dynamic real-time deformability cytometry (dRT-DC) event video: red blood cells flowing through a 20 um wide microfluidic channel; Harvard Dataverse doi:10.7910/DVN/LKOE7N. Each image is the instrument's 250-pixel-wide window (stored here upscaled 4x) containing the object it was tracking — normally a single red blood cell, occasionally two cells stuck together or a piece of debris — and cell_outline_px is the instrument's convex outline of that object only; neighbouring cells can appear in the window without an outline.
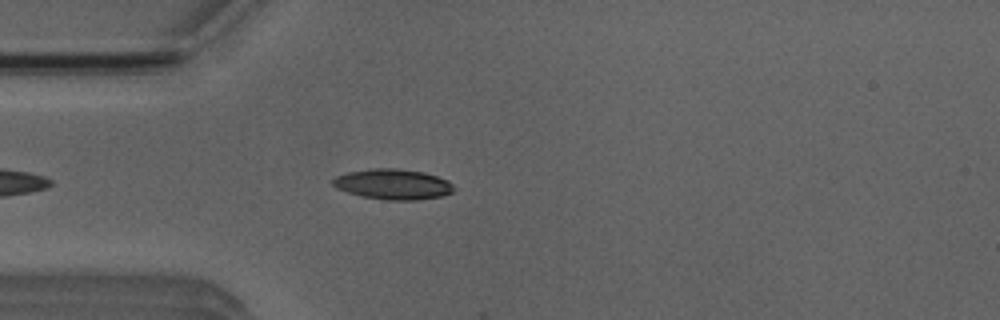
{"species": "Egyptian fruit bat (a non-hibernating species)", "species_latin": "Rousettus aegyptiacus", "temperature_condition": "room temperature", "stored_images_in_passage": 6, "camera_frame_rate_fps": 3000, "um_per_image_px": 0.085, "animal": {"sex": "male"}, "frame": {"image": 1, "passage_image": 4, "time_ms": 3.667, "image_size_px": [1000, 320], "cell_outline_px": [[456, 188], [452, 192], [440, 196], [416, 200], [384, 200], [360, 196], [336, 188], [332, 184], [332, 180], [336, 176], [348, 172], [372, 168], [396, 168], [424, 172], [448, 180]], "centroid_in_image_um": [33.4, 15.66], "position_along_channel_um": 51.6, "area_um2": 21.5}}